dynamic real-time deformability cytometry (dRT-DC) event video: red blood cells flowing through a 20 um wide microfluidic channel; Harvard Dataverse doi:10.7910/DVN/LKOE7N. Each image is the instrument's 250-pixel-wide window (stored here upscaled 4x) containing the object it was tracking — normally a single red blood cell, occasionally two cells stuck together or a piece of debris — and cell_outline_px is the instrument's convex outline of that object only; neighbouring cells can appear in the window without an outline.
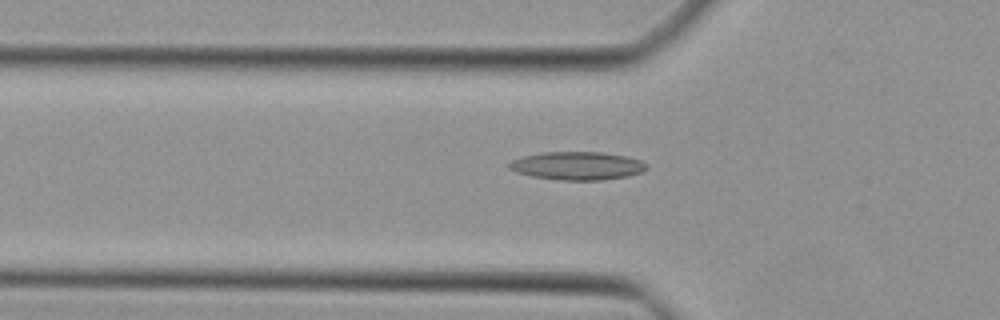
{"species": "Egyptian fruit bat (a non-hibernating species)", "species_latin": "Rousettus aegyptiacus", "temperature_condition": "cold", "stored_images_in_passage": 29, "camera_frame_rate_fps": 3000, "um_per_image_px": 0.085, "animal": {"sex": "female"}, "frame": {"image": 1, "passage_image": 2, "time_ms": 0.333, "image_size_px": [1000, 320], "cell_outline_px": [[648, 168], [644, 172], [628, 176], [600, 180], [560, 180], [532, 176], [516, 172], [508, 168], [508, 164], [512, 160], [524, 156], [544, 152], [600, 152], [628, 156], [640, 160]], "centroid_in_image_um": [49.08, 14.09], "position_along_channel_um": 76.7, "area_um2": 22.54}}
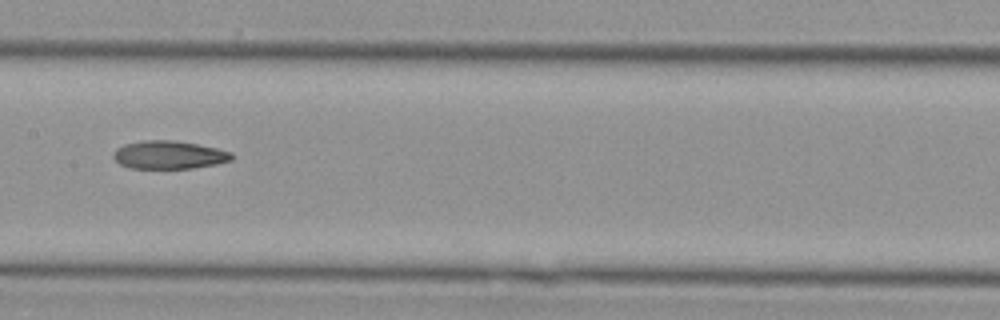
{"frame": {"image": 2, "passage_image": 10, "time_ms": 3.0, "image_size_px": [1000, 320], "cell_outline_px": [[236, 156], [232, 160], [216, 164], [192, 168], [128, 168], [120, 164], [112, 156], [112, 152], [116, 148], [124, 144], [144, 140], [176, 140], [216, 148], [232, 152]], "centroid_in_image_um": [14.36, 13.16], "position_along_channel_um": 193.0, "area_um2": 19.54}}
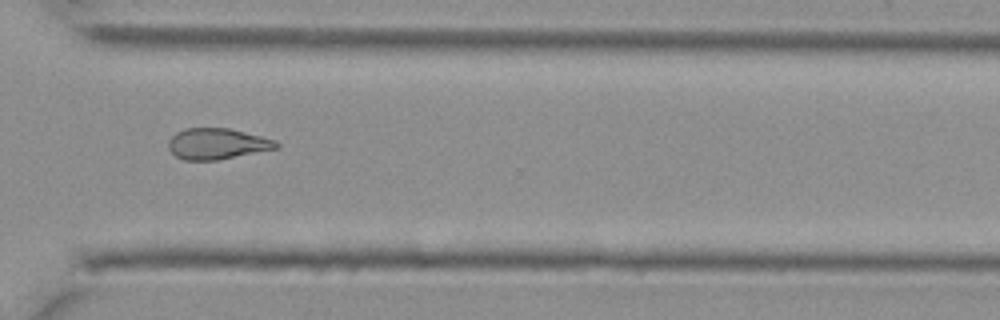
{"frame": {"image": 3, "passage_image": 21, "time_ms": 6.667, "image_size_px": [1000, 320], "cell_outline_px": [[280, 148], [216, 160], [184, 160], [176, 156], [168, 148], [168, 140], [176, 132], [184, 128], [228, 128], [276, 140], [280, 144]], "centroid_in_image_um": [18.46, 12.22], "position_along_channel_um": 352.1, "area_um2": 19.48}}